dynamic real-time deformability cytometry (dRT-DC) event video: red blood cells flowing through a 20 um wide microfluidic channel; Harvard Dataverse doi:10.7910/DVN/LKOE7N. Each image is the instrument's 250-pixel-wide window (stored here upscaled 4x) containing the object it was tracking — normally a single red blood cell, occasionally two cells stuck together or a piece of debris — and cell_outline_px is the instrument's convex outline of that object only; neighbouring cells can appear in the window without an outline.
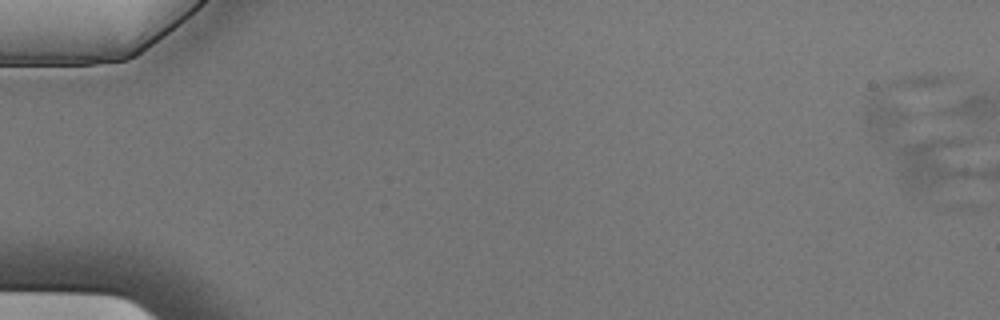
{"species": "Egyptian fruit bat (a non-hibernating species)", "species_latin": "Rousettus aegyptiacus", "temperature_condition": "cold", "stored_images_in_passage": 6, "camera_frame_rate_fps": 3000, "um_per_image_px": 0.085, "animal": {"sex": "male"}, "frame": {"image": 1, "passage_image": 1, "time_ms": 0.0, "image_size_px": [1000, 320], "cell_outline_px": [[948, 80], [904, 120], [888, 128], [868, 128], [864, 116], [864, 112], [868, 96], [876, 88], [892, 80], [904, 76], [924, 72], [948, 72]], "centroid_in_image_um": [76.58, 8.34], "position_along_channel_um": 8.4, "area_um2": 20.17}}